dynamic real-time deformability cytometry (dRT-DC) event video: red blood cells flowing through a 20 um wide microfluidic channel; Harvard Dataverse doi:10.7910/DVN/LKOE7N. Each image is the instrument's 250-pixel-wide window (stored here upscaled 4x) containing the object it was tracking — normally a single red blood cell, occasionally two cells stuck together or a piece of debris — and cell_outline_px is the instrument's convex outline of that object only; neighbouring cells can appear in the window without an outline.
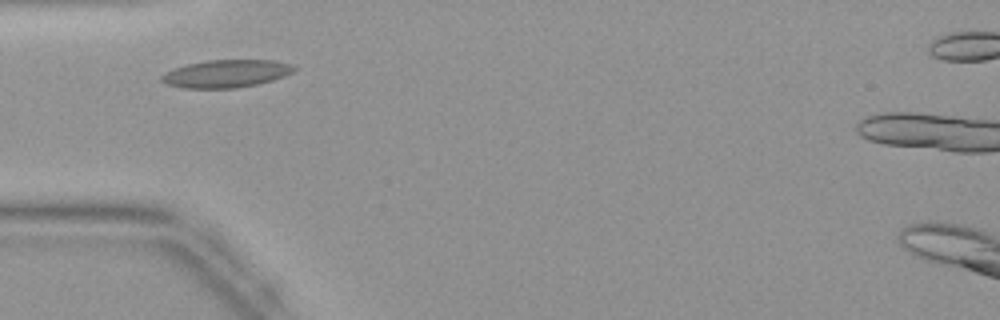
{"species": "common noctule bat (a hibernating species)", "species_latin": "Nyctalus noctula", "temperature_condition": "warm", "stored_images_in_passage": 31, "camera_frame_rate_fps": 3000, "um_per_image_px": 0.085, "animal": {"sex": "female", "body_mass_g": 19.9}, "frame": {"image": 1, "passage_image": 5, "time_ms": 1.333, "image_size_px": [1000, 320], "cell_outline_px": [[296, 68], [292, 72], [284, 76], [272, 80], [256, 84], [236, 88], [184, 88], [168, 84], [160, 80], [160, 76], [164, 72], [172, 68], [188, 64], [208, 60], [276, 60], [292, 64]], "centroid_in_image_um": [19.21, 6.25], "position_along_channel_um": 65.8, "area_um2": 21.39}}
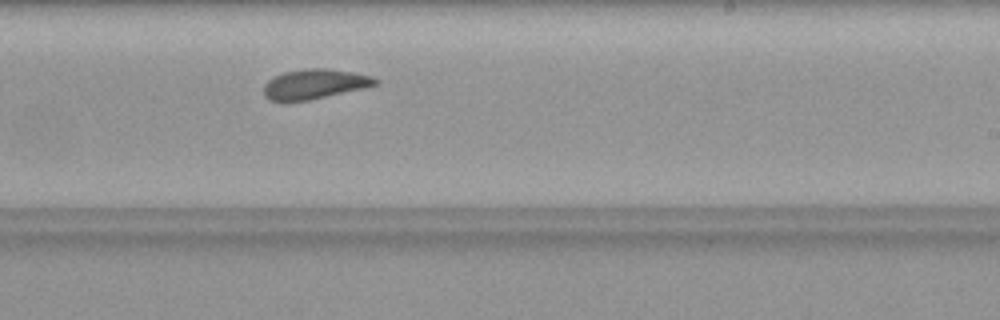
{"frame": {"image": 2, "passage_image": 18, "time_ms": 5.667, "image_size_px": [1000, 320], "cell_outline_px": [[380, 84], [364, 88], [308, 100], [284, 104], [268, 100], [264, 96], [264, 84], [272, 76], [284, 72], [304, 68], [328, 68], [352, 72], [372, 76], [380, 80]], "centroid_in_image_um": [26.69, 7.16], "position_along_channel_um": 262.3, "area_um2": 20.0}}
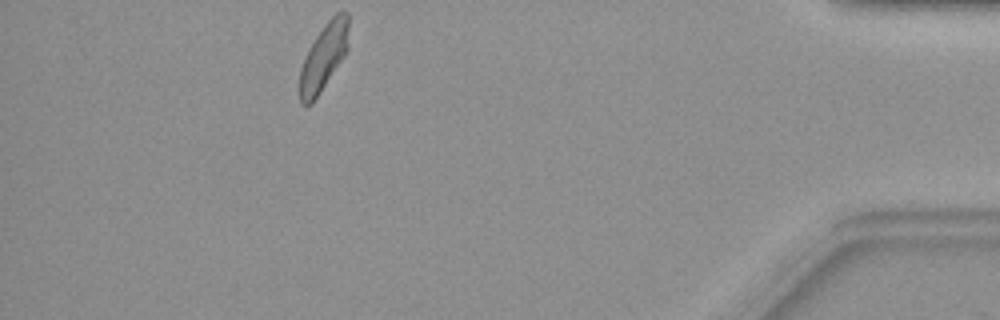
{"frame": {"image": 3, "passage_image": 31, "time_ms": 10.0, "image_size_px": [1000, 320], "cell_outline_px": [[348, 48], [344, 56], [312, 104], [300, 104], [300, 68], [304, 56], [308, 48], [324, 24], [336, 12], [348, 12]], "centroid_in_image_um": [27.5, 4.83], "position_along_channel_um": 407.7, "area_um2": 18.96}}